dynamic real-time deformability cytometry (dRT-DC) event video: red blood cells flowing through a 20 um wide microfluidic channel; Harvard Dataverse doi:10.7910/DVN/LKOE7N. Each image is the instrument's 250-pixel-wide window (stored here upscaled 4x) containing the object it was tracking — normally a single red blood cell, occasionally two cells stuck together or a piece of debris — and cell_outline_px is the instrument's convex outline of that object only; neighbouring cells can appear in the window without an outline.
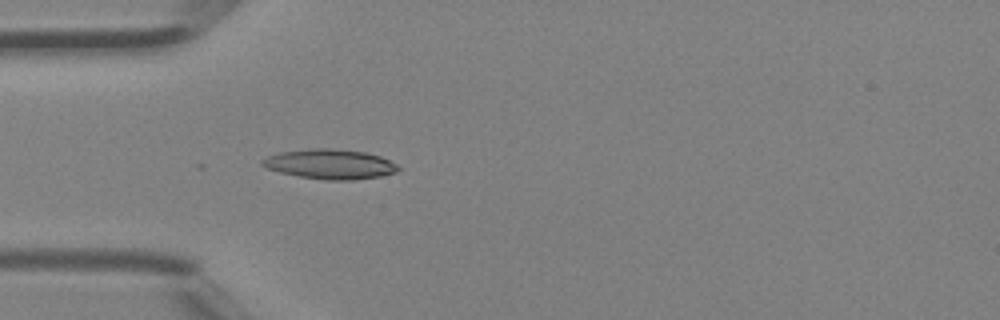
{"species": "Egyptian fruit bat (a non-hibernating species)", "species_latin": "Rousettus aegyptiacus", "temperature_condition": "room temperature", "stored_images_in_passage": 3, "camera_frame_rate_fps": 3000, "um_per_image_px": 0.085, "animal": {"sex": "female"}, "frame": {"image": 1, "passage_image": 3, "time_ms": 0.667, "image_size_px": [1000, 320], "cell_outline_px": [[400, 168], [396, 172], [380, 176], [352, 180], [324, 180], [300, 176], [280, 172], [268, 168], [260, 164], [260, 160], [268, 156], [280, 152], [312, 148], [332, 148], [364, 152], [380, 156], [396, 164]], "centroid_in_image_um": [28.04, 13.95], "position_along_channel_um": 57.0, "area_um2": 23.47}}